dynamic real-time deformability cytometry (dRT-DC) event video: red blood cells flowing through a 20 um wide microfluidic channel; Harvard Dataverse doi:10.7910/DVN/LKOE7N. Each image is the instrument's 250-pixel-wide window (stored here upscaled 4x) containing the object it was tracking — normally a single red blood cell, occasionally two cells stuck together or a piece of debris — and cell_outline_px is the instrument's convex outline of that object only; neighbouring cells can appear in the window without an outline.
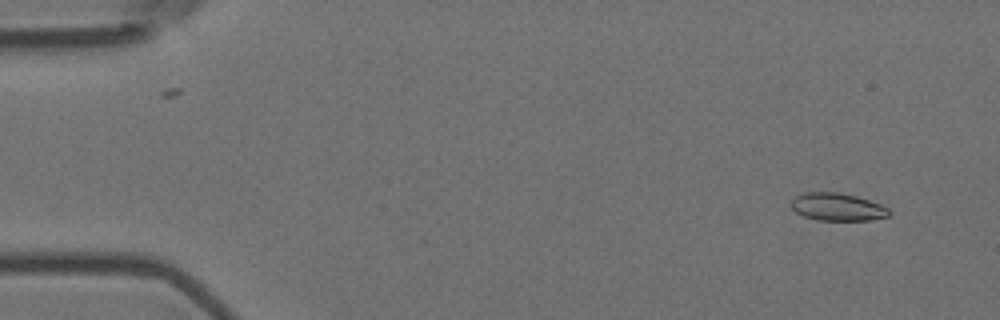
{"species": "Egyptian fruit bat (a non-hibernating species)", "species_latin": "Rousettus aegyptiacus", "temperature_condition": "room temperature", "stored_images_in_passage": 5, "camera_frame_rate_fps": 3000, "um_per_image_px": 0.085, "animal": {"sex": "female"}, "frame": {"image": 1, "passage_image": 2, "time_ms": 0.333, "image_size_px": [1000, 320], "cell_outline_px": [[892, 212], [888, 216], [868, 220], [816, 220], [804, 216], [796, 212], [788, 204], [792, 196], [800, 192], [840, 192], [856, 196], [880, 204], [888, 208]], "centroid_in_image_um": [71.1, 17.57], "position_along_channel_um": 13.9, "area_um2": 16.07}}
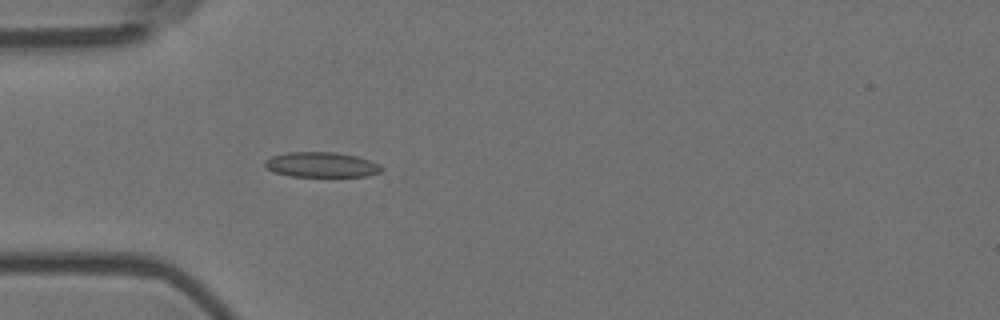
{"frame": {"image": 2, "passage_image": 5, "time_ms": 1.333, "image_size_px": [1000, 320], "cell_outline_px": [[384, 168], [380, 172], [368, 176], [288, 176], [276, 172], [268, 168], [264, 164], [264, 160], [272, 156], [288, 152], [336, 152], [356, 156], [380, 164]], "centroid_in_image_um": [27.34, 13.99], "position_along_channel_um": 57.7, "area_um2": 16.99}}